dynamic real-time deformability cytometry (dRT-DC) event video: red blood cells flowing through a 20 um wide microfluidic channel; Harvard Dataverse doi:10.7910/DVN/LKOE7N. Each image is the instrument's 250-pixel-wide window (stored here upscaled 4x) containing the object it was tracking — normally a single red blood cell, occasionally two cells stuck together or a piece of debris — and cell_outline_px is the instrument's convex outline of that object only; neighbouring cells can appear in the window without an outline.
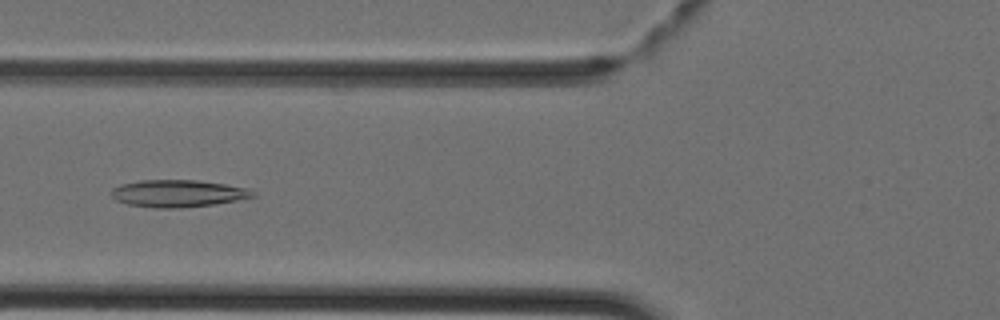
{"species": "Egyptian fruit bat (a non-hibernating species)", "species_latin": "Rousettus aegyptiacus", "temperature_condition": "cold", "stored_images_in_passage": 28, "camera_frame_rate_fps": 3000, "um_per_image_px": 0.085, "animal": {"sex": "female"}, "frame": {"image": 1, "passage_image": 7, "time_ms": 2.0, "image_size_px": [1000, 320], "cell_outline_px": [[256, 196], [236, 200], [212, 204], [180, 208], [152, 208], [128, 204], [116, 200], [108, 192], [112, 188], [120, 184], [140, 180], [196, 180], [224, 184], [244, 188], [256, 192]], "centroid_in_image_um": [15.05, 16.44], "position_along_channel_um": 110.7, "area_um2": 22.37}}
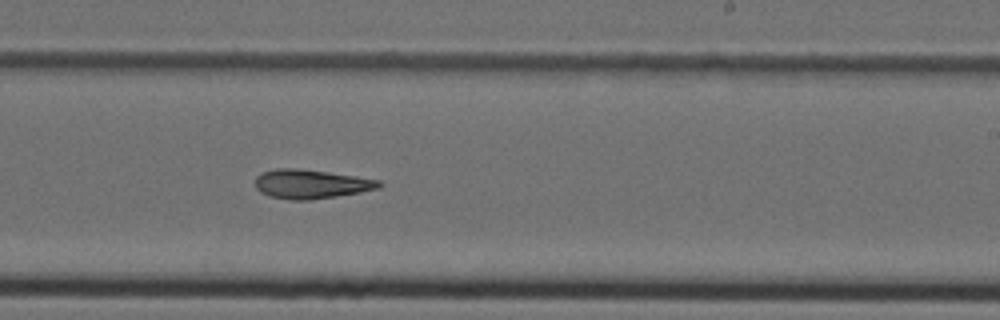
{"frame": {"image": 2, "passage_image": 17, "time_ms": 5.333, "image_size_px": [1000, 320], "cell_outline_px": [[384, 184], [380, 188], [360, 192], [336, 196], [308, 200], [288, 200], [268, 196], [260, 192], [256, 188], [256, 176], [260, 172], [276, 168], [300, 168], [356, 176], [380, 180]], "centroid_in_image_um": [26.42, 15.64], "position_along_channel_um": 262.6, "area_um2": 21.21}}
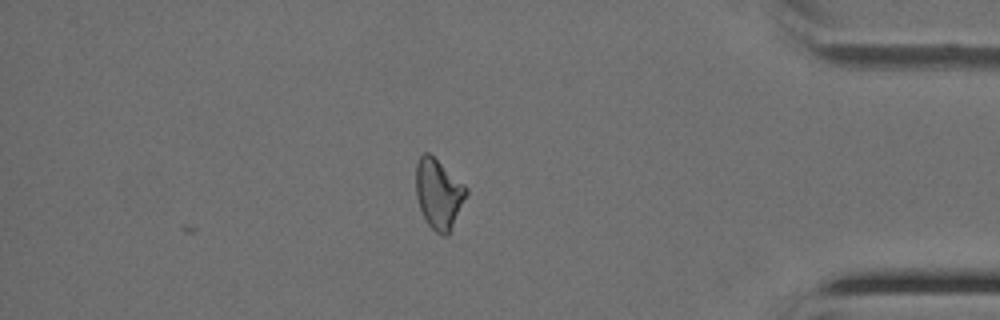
{"frame": {"image": 3, "passage_image": 28, "time_ms": 9.0, "image_size_px": [1000, 320], "cell_outline_px": [[468, 192], [448, 236], [444, 236], [436, 232], [428, 224], [420, 208], [416, 196], [416, 164], [420, 156], [424, 152], [428, 152], [464, 184], [468, 188]], "centroid_in_image_um": [37.28, 16.47], "position_along_channel_um": 397.9, "area_um2": 20.23}}